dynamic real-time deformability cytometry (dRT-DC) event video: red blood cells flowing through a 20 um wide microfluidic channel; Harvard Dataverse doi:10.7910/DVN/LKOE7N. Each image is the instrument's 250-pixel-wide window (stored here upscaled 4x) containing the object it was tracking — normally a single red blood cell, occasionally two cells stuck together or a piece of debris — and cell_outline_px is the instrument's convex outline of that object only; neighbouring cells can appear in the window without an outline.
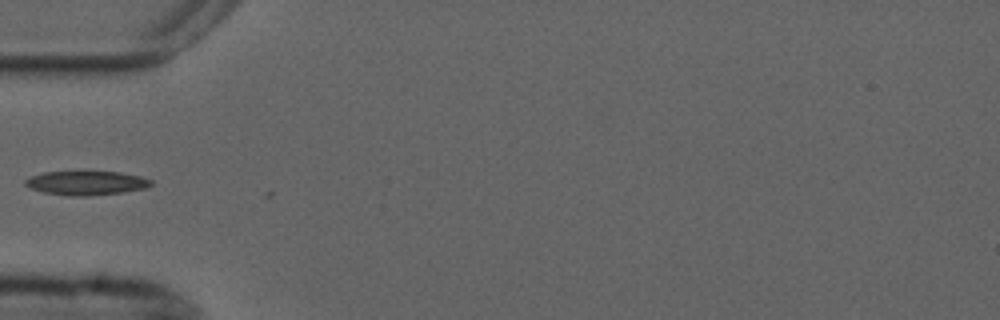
{"species": "common noctule bat (a hibernating species)", "species_latin": "Nyctalus noctula", "temperature_condition": "cold", "stored_images_in_passage": 2, "camera_frame_rate_fps": 3000, "um_per_image_px": 0.085, "animal": {"sex": "male", "forearm_length_mm": 52.5}, "frame": {"image": 1, "passage_image": 1, "time_ms": 0.0, "image_size_px": [1000, 320], "cell_outline_px": [[152, 184], [144, 188], [124, 192], [88, 196], [72, 196], [44, 192], [32, 188], [24, 184], [24, 180], [32, 176], [44, 172], [120, 172], [140, 176], [152, 180]], "centroid_in_image_um": [7.35, 15.55], "position_along_channel_um": 77.6, "area_um2": 17.4}}